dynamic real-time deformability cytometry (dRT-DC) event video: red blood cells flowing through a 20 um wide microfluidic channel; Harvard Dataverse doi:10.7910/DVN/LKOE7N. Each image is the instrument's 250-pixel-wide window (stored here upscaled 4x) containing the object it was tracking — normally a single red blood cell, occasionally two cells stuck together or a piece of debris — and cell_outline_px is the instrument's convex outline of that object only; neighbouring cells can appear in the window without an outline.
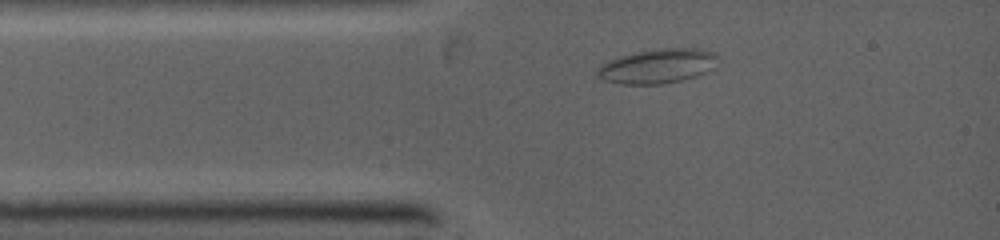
{"species": "common noctule bat (a hibernating species)", "species_latin": "Nyctalus noctula", "temperature_condition": "warm", "stored_images_in_passage": 2, "camera_frame_rate_fps": 5000, "um_per_image_px": 0.085, "animal": {"sex": "female", "body_mass_g": 19.0, "forearm_length_mm": 53.3}, "frame": {"image": 1, "passage_image": 1, "time_ms": 0.0, "image_size_px": [1000, 240], "cell_outline_px": [[716, 68], [708, 72], [684, 80], [664, 84], [620, 84], [604, 80], [596, 76], [596, 68], [600, 64], [620, 56], [660, 48], [700, 48], [716, 52]], "centroid_in_image_um": [55.92, 5.63], "position_along_channel_um": 29.1, "area_um2": 24.51}}